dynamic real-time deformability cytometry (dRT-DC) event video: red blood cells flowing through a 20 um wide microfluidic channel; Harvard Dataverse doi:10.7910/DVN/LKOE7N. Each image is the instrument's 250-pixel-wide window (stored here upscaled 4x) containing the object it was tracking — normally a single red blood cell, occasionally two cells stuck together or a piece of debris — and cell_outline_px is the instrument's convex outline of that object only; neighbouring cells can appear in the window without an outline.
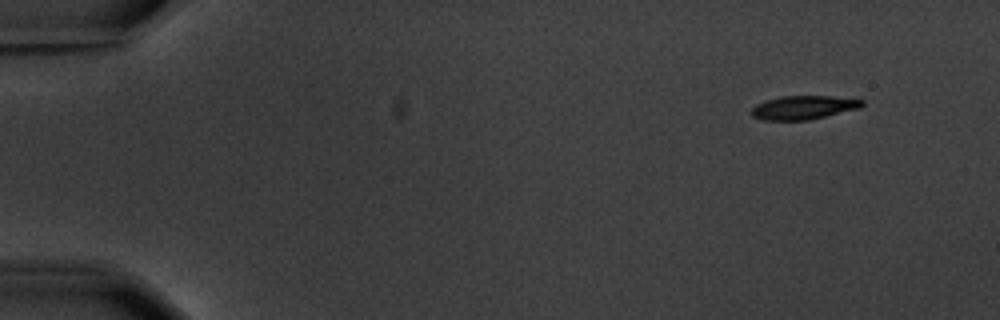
{"species": "common noctule bat (a hibernating species)", "species_latin": "Nyctalus noctula", "temperature_condition": "warm", "stored_images_in_passage": 4, "camera_frame_rate_fps": 3000, "um_per_image_px": 0.085, "animal": {"sex": "male", "body_mass_g": 20.1, "forearm_length_mm": 53.5}, "frame": {"image": 1, "passage_image": 1, "time_ms": 0.0, "image_size_px": [1000, 320], "cell_outline_px": [[864, 104], [860, 108], [808, 120], [764, 120], [752, 116], [752, 108], [756, 104], [780, 96], [832, 96], [864, 100]], "centroid_in_image_um": [68.31, 9.13], "position_along_channel_um": 16.7, "area_um2": 15.14}}
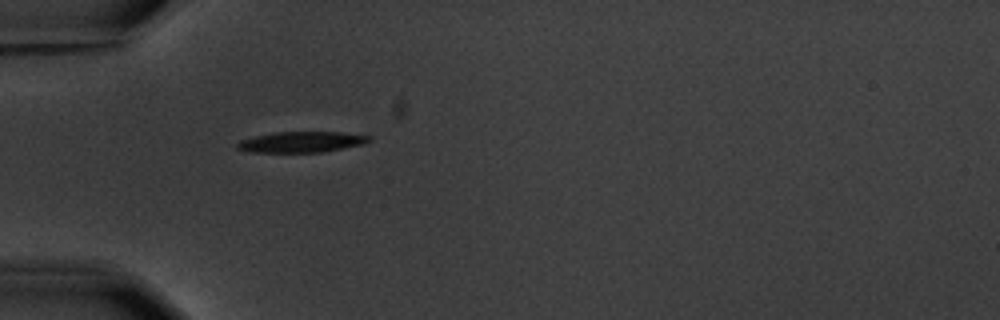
{"frame": {"image": 2, "passage_image": 4, "time_ms": 4.333, "image_size_px": [1000, 320], "cell_outline_px": [[372, 140], [364, 144], [324, 152], [248, 152], [236, 148], [236, 144], [240, 140], [256, 136], [276, 132], [340, 132], [372, 136]], "centroid_in_image_um": [25.65, 12.07], "position_along_channel_um": 59.4, "area_um2": 16.01}}